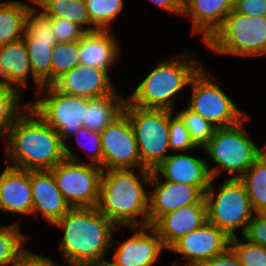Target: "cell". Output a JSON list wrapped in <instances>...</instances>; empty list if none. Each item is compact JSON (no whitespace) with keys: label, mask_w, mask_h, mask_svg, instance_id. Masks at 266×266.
Here are the masks:
<instances>
[{"label":"cell","mask_w":266,"mask_h":266,"mask_svg":"<svg viewBox=\"0 0 266 266\" xmlns=\"http://www.w3.org/2000/svg\"><path fill=\"white\" fill-rule=\"evenodd\" d=\"M190 49L162 55L151 71L138 76V82L131 84L133 89L129 90L130 95L126 94V100L133 106L146 109L174 111L178 108L176 104L185 101L192 79L205 65L198 58L197 51Z\"/></svg>","instance_id":"1"},{"label":"cell","mask_w":266,"mask_h":266,"mask_svg":"<svg viewBox=\"0 0 266 266\" xmlns=\"http://www.w3.org/2000/svg\"><path fill=\"white\" fill-rule=\"evenodd\" d=\"M55 227L61 232L55 247L62 255V266H81L109 257L116 226L96 207L71 208L51 230Z\"/></svg>","instance_id":"2"},{"label":"cell","mask_w":266,"mask_h":266,"mask_svg":"<svg viewBox=\"0 0 266 266\" xmlns=\"http://www.w3.org/2000/svg\"><path fill=\"white\" fill-rule=\"evenodd\" d=\"M0 150L6 165L51 170L65 159L60 136L29 106L16 120Z\"/></svg>","instance_id":"3"},{"label":"cell","mask_w":266,"mask_h":266,"mask_svg":"<svg viewBox=\"0 0 266 266\" xmlns=\"http://www.w3.org/2000/svg\"><path fill=\"white\" fill-rule=\"evenodd\" d=\"M151 173L147 168L104 170L97 210L116 227L148 226Z\"/></svg>","instance_id":"4"},{"label":"cell","mask_w":266,"mask_h":266,"mask_svg":"<svg viewBox=\"0 0 266 266\" xmlns=\"http://www.w3.org/2000/svg\"><path fill=\"white\" fill-rule=\"evenodd\" d=\"M251 114L236 125L216 128L212 138L203 146L211 178L241 177L266 150V141L257 144L256 138L247 130Z\"/></svg>","instance_id":"5"},{"label":"cell","mask_w":266,"mask_h":266,"mask_svg":"<svg viewBox=\"0 0 266 266\" xmlns=\"http://www.w3.org/2000/svg\"><path fill=\"white\" fill-rule=\"evenodd\" d=\"M213 57H233L234 60L266 58V16L252 17L234 9L221 27L204 44Z\"/></svg>","instance_id":"6"},{"label":"cell","mask_w":266,"mask_h":266,"mask_svg":"<svg viewBox=\"0 0 266 266\" xmlns=\"http://www.w3.org/2000/svg\"><path fill=\"white\" fill-rule=\"evenodd\" d=\"M204 198L209 223L224 231L230 238L245 234L255 213L239 178H211Z\"/></svg>","instance_id":"7"},{"label":"cell","mask_w":266,"mask_h":266,"mask_svg":"<svg viewBox=\"0 0 266 266\" xmlns=\"http://www.w3.org/2000/svg\"><path fill=\"white\" fill-rule=\"evenodd\" d=\"M209 67L211 66L205 62L194 76L188 90L191 94L185 100V104H182L216 128L236 125L249 113L241 109L234 96L231 98L232 95L223 89V82Z\"/></svg>","instance_id":"8"},{"label":"cell","mask_w":266,"mask_h":266,"mask_svg":"<svg viewBox=\"0 0 266 266\" xmlns=\"http://www.w3.org/2000/svg\"><path fill=\"white\" fill-rule=\"evenodd\" d=\"M123 111L135 134L141 168L155 170L171 154L170 110L141 108L126 100Z\"/></svg>","instance_id":"9"},{"label":"cell","mask_w":266,"mask_h":266,"mask_svg":"<svg viewBox=\"0 0 266 266\" xmlns=\"http://www.w3.org/2000/svg\"><path fill=\"white\" fill-rule=\"evenodd\" d=\"M32 97L29 106L56 130L63 143L83 127L88 98L63 93L52 84L42 86Z\"/></svg>","instance_id":"10"},{"label":"cell","mask_w":266,"mask_h":266,"mask_svg":"<svg viewBox=\"0 0 266 266\" xmlns=\"http://www.w3.org/2000/svg\"><path fill=\"white\" fill-rule=\"evenodd\" d=\"M124 229L130 233L125 234ZM118 231L124 234L123 237L127 235V238L121 239ZM117 234L120 238H117ZM165 251L168 253L162 239L151 225L116 227L109 257L119 266H160L165 258Z\"/></svg>","instance_id":"11"},{"label":"cell","mask_w":266,"mask_h":266,"mask_svg":"<svg viewBox=\"0 0 266 266\" xmlns=\"http://www.w3.org/2000/svg\"><path fill=\"white\" fill-rule=\"evenodd\" d=\"M51 171L57 187L72 208L96 207L103 172L101 167L64 159Z\"/></svg>","instance_id":"12"},{"label":"cell","mask_w":266,"mask_h":266,"mask_svg":"<svg viewBox=\"0 0 266 266\" xmlns=\"http://www.w3.org/2000/svg\"><path fill=\"white\" fill-rule=\"evenodd\" d=\"M23 40L27 47L33 77L42 85H51V53L57 43L51 17L34 4L26 16Z\"/></svg>","instance_id":"13"},{"label":"cell","mask_w":266,"mask_h":266,"mask_svg":"<svg viewBox=\"0 0 266 266\" xmlns=\"http://www.w3.org/2000/svg\"><path fill=\"white\" fill-rule=\"evenodd\" d=\"M230 239L224 231L207 221L199 229L181 237L168 249L176 258L171 263L179 266H200L212 257L224 253L230 247Z\"/></svg>","instance_id":"14"},{"label":"cell","mask_w":266,"mask_h":266,"mask_svg":"<svg viewBox=\"0 0 266 266\" xmlns=\"http://www.w3.org/2000/svg\"><path fill=\"white\" fill-rule=\"evenodd\" d=\"M100 133L103 171L141 168L135 134L124 111Z\"/></svg>","instance_id":"15"},{"label":"cell","mask_w":266,"mask_h":266,"mask_svg":"<svg viewBox=\"0 0 266 266\" xmlns=\"http://www.w3.org/2000/svg\"><path fill=\"white\" fill-rule=\"evenodd\" d=\"M206 204L204 194L194 185L163 180L152 170L149 184L148 223L183 206Z\"/></svg>","instance_id":"16"},{"label":"cell","mask_w":266,"mask_h":266,"mask_svg":"<svg viewBox=\"0 0 266 266\" xmlns=\"http://www.w3.org/2000/svg\"><path fill=\"white\" fill-rule=\"evenodd\" d=\"M32 208L30 171L5 164L0 171V213L3 217L11 215L13 223L24 225L23 219L32 218Z\"/></svg>","instance_id":"17"},{"label":"cell","mask_w":266,"mask_h":266,"mask_svg":"<svg viewBox=\"0 0 266 266\" xmlns=\"http://www.w3.org/2000/svg\"><path fill=\"white\" fill-rule=\"evenodd\" d=\"M112 77L106 70L78 64L57 78L52 85L69 95L96 99L113 95L119 89V83H115L116 79Z\"/></svg>","instance_id":"18"},{"label":"cell","mask_w":266,"mask_h":266,"mask_svg":"<svg viewBox=\"0 0 266 266\" xmlns=\"http://www.w3.org/2000/svg\"><path fill=\"white\" fill-rule=\"evenodd\" d=\"M117 34L115 30L100 29L86 32L79 40L80 64L106 70L112 76L121 68L119 63L124 57L123 41Z\"/></svg>","instance_id":"19"},{"label":"cell","mask_w":266,"mask_h":266,"mask_svg":"<svg viewBox=\"0 0 266 266\" xmlns=\"http://www.w3.org/2000/svg\"><path fill=\"white\" fill-rule=\"evenodd\" d=\"M202 153L204 154L202 147L171 153L154 171L163 180L194 185L204 194L209 187L211 176L205 154Z\"/></svg>","instance_id":"20"},{"label":"cell","mask_w":266,"mask_h":266,"mask_svg":"<svg viewBox=\"0 0 266 266\" xmlns=\"http://www.w3.org/2000/svg\"><path fill=\"white\" fill-rule=\"evenodd\" d=\"M30 184L34 221L42 217L50 227L72 208L57 187L51 170H30Z\"/></svg>","instance_id":"21"},{"label":"cell","mask_w":266,"mask_h":266,"mask_svg":"<svg viewBox=\"0 0 266 266\" xmlns=\"http://www.w3.org/2000/svg\"><path fill=\"white\" fill-rule=\"evenodd\" d=\"M0 85L11 86L23 95L30 88L32 96L42 87L33 77L23 38L0 47Z\"/></svg>","instance_id":"22"},{"label":"cell","mask_w":266,"mask_h":266,"mask_svg":"<svg viewBox=\"0 0 266 266\" xmlns=\"http://www.w3.org/2000/svg\"><path fill=\"white\" fill-rule=\"evenodd\" d=\"M234 9V0H185L182 20H189L190 37L200 36L205 44L221 27L225 17Z\"/></svg>","instance_id":"23"},{"label":"cell","mask_w":266,"mask_h":266,"mask_svg":"<svg viewBox=\"0 0 266 266\" xmlns=\"http://www.w3.org/2000/svg\"><path fill=\"white\" fill-rule=\"evenodd\" d=\"M205 222L206 204H192L164 214L152 227L157 231L164 246L169 249L177 240L199 229Z\"/></svg>","instance_id":"24"},{"label":"cell","mask_w":266,"mask_h":266,"mask_svg":"<svg viewBox=\"0 0 266 266\" xmlns=\"http://www.w3.org/2000/svg\"><path fill=\"white\" fill-rule=\"evenodd\" d=\"M64 156L65 159L94 164L103 169L101 133L83 126L64 142Z\"/></svg>","instance_id":"25"},{"label":"cell","mask_w":266,"mask_h":266,"mask_svg":"<svg viewBox=\"0 0 266 266\" xmlns=\"http://www.w3.org/2000/svg\"><path fill=\"white\" fill-rule=\"evenodd\" d=\"M119 86L113 95L89 99L88 111L82 125L90 130L101 132L122 112L126 102V90Z\"/></svg>","instance_id":"26"},{"label":"cell","mask_w":266,"mask_h":266,"mask_svg":"<svg viewBox=\"0 0 266 266\" xmlns=\"http://www.w3.org/2000/svg\"><path fill=\"white\" fill-rule=\"evenodd\" d=\"M32 5L30 0H1L0 47L23 38L26 16Z\"/></svg>","instance_id":"27"},{"label":"cell","mask_w":266,"mask_h":266,"mask_svg":"<svg viewBox=\"0 0 266 266\" xmlns=\"http://www.w3.org/2000/svg\"><path fill=\"white\" fill-rule=\"evenodd\" d=\"M34 5L49 17L70 20L86 32L98 30L92 23L84 0H37Z\"/></svg>","instance_id":"28"},{"label":"cell","mask_w":266,"mask_h":266,"mask_svg":"<svg viewBox=\"0 0 266 266\" xmlns=\"http://www.w3.org/2000/svg\"><path fill=\"white\" fill-rule=\"evenodd\" d=\"M23 226L13 222L0 225V266H12L29 247L32 238Z\"/></svg>","instance_id":"29"},{"label":"cell","mask_w":266,"mask_h":266,"mask_svg":"<svg viewBox=\"0 0 266 266\" xmlns=\"http://www.w3.org/2000/svg\"><path fill=\"white\" fill-rule=\"evenodd\" d=\"M239 179L245 186L254 213L266 212V150Z\"/></svg>","instance_id":"30"},{"label":"cell","mask_w":266,"mask_h":266,"mask_svg":"<svg viewBox=\"0 0 266 266\" xmlns=\"http://www.w3.org/2000/svg\"><path fill=\"white\" fill-rule=\"evenodd\" d=\"M19 90L0 85V143L3 145L15 120L29 107Z\"/></svg>","instance_id":"31"},{"label":"cell","mask_w":266,"mask_h":266,"mask_svg":"<svg viewBox=\"0 0 266 266\" xmlns=\"http://www.w3.org/2000/svg\"><path fill=\"white\" fill-rule=\"evenodd\" d=\"M91 23L99 30H113L127 6L125 0H84ZM119 20V21H118ZM117 22V24H116Z\"/></svg>","instance_id":"32"},{"label":"cell","mask_w":266,"mask_h":266,"mask_svg":"<svg viewBox=\"0 0 266 266\" xmlns=\"http://www.w3.org/2000/svg\"><path fill=\"white\" fill-rule=\"evenodd\" d=\"M79 62V40L56 43L51 53V84Z\"/></svg>","instance_id":"33"},{"label":"cell","mask_w":266,"mask_h":266,"mask_svg":"<svg viewBox=\"0 0 266 266\" xmlns=\"http://www.w3.org/2000/svg\"><path fill=\"white\" fill-rule=\"evenodd\" d=\"M174 112L181 118L191 139L198 147H202L212 138L216 127L202 118L198 113L182 105Z\"/></svg>","instance_id":"34"},{"label":"cell","mask_w":266,"mask_h":266,"mask_svg":"<svg viewBox=\"0 0 266 266\" xmlns=\"http://www.w3.org/2000/svg\"><path fill=\"white\" fill-rule=\"evenodd\" d=\"M230 248L243 266H266V247L250 242L243 235L232 237Z\"/></svg>","instance_id":"35"},{"label":"cell","mask_w":266,"mask_h":266,"mask_svg":"<svg viewBox=\"0 0 266 266\" xmlns=\"http://www.w3.org/2000/svg\"><path fill=\"white\" fill-rule=\"evenodd\" d=\"M169 145L171 153L187 152L198 148L183 121L174 111H170Z\"/></svg>","instance_id":"36"},{"label":"cell","mask_w":266,"mask_h":266,"mask_svg":"<svg viewBox=\"0 0 266 266\" xmlns=\"http://www.w3.org/2000/svg\"><path fill=\"white\" fill-rule=\"evenodd\" d=\"M51 27L57 43L78 41L86 33L78 24L60 17H51Z\"/></svg>","instance_id":"37"},{"label":"cell","mask_w":266,"mask_h":266,"mask_svg":"<svg viewBox=\"0 0 266 266\" xmlns=\"http://www.w3.org/2000/svg\"><path fill=\"white\" fill-rule=\"evenodd\" d=\"M243 236L252 243L266 247V212L254 214Z\"/></svg>","instance_id":"38"},{"label":"cell","mask_w":266,"mask_h":266,"mask_svg":"<svg viewBox=\"0 0 266 266\" xmlns=\"http://www.w3.org/2000/svg\"><path fill=\"white\" fill-rule=\"evenodd\" d=\"M31 249V250H30ZM32 251V247H28L18 258L12 266H62L60 262L56 261L54 254L45 255L42 252L37 253Z\"/></svg>","instance_id":"39"},{"label":"cell","mask_w":266,"mask_h":266,"mask_svg":"<svg viewBox=\"0 0 266 266\" xmlns=\"http://www.w3.org/2000/svg\"><path fill=\"white\" fill-rule=\"evenodd\" d=\"M265 0H234V10L240 14L250 16L265 15Z\"/></svg>","instance_id":"40"},{"label":"cell","mask_w":266,"mask_h":266,"mask_svg":"<svg viewBox=\"0 0 266 266\" xmlns=\"http://www.w3.org/2000/svg\"><path fill=\"white\" fill-rule=\"evenodd\" d=\"M155 5L159 10L171 16L181 17L184 11L185 0H146ZM173 14V15H172Z\"/></svg>","instance_id":"41"},{"label":"cell","mask_w":266,"mask_h":266,"mask_svg":"<svg viewBox=\"0 0 266 266\" xmlns=\"http://www.w3.org/2000/svg\"><path fill=\"white\" fill-rule=\"evenodd\" d=\"M200 266H243L234 251L229 247L224 253L212 257Z\"/></svg>","instance_id":"42"},{"label":"cell","mask_w":266,"mask_h":266,"mask_svg":"<svg viewBox=\"0 0 266 266\" xmlns=\"http://www.w3.org/2000/svg\"><path fill=\"white\" fill-rule=\"evenodd\" d=\"M81 266H119L110 257L87 263Z\"/></svg>","instance_id":"43"},{"label":"cell","mask_w":266,"mask_h":266,"mask_svg":"<svg viewBox=\"0 0 266 266\" xmlns=\"http://www.w3.org/2000/svg\"><path fill=\"white\" fill-rule=\"evenodd\" d=\"M166 266H179V265H175V264L170 263L169 265H166Z\"/></svg>","instance_id":"44"},{"label":"cell","mask_w":266,"mask_h":266,"mask_svg":"<svg viewBox=\"0 0 266 266\" xmlns=\"http://www.w3.org/2000/svg\"><path fill=\"white\" fill-rule=\"evenodd\" d=\"M33 4L37 1V0H30Z\"/></svg>","instance_id":"45"}]
</instances>
